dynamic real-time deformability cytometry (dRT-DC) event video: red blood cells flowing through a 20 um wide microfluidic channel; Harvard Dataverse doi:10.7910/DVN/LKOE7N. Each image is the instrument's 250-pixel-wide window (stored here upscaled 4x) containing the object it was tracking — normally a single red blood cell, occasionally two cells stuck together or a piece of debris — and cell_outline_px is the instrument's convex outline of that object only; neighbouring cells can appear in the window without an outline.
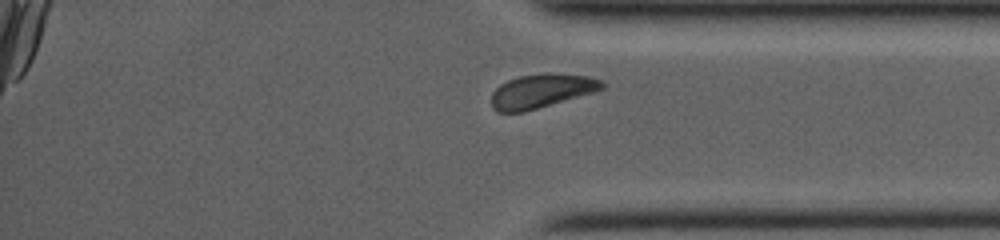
{"species": "common noctule bat (a hibernating species)", "species_latin": "Nyctalus noctula", "temperature_condition": "room temperature", "stored_images_in_passage": 27, "camera_frame_rate_fps": 4000, "um_per_image_px": 0.085, "animal": {"sex": "female", "body_mass_g": 19.0, "forearm_length_mm": 53.3}, "frame": {"image": 1, "passage_image": 27, "time_ms": 14.25, "image_size_px": [1000, 240], "cell_outline_px": [[604, 88], [596, 92], [524, 112], [496, 112], [492, 108], [492, 92], [500, 84], [508, 80], [520, 76], [548, 72], [588, 76], [604, 80]], "centroid_in_image_um": [46.05, 7.73], "position_along_channel_um": 389.1, "area_um2": 22.14}}